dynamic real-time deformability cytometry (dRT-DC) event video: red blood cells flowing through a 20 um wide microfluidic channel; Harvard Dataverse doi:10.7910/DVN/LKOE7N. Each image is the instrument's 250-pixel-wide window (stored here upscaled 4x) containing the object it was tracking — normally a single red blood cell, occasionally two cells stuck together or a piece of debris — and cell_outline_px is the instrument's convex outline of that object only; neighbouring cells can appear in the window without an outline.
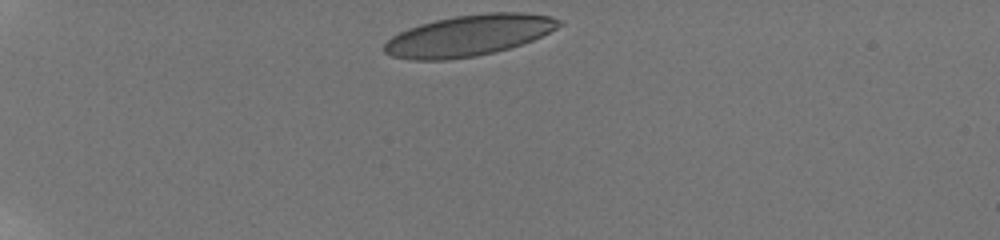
{"species": "human", "species_latin": "Homo sapiens", "temperature_condition": "room temperature", "stored_images_in_passage": 37, "camera_frame_rate_fps": 3000, "um_per_image_px": 0.085, "donor": {"sex": "male"}, "frame": {"image": 1, "passage_image": 1, "time_ms": 0.0, "image_size_px": [1000, 240], "cell_outline_px": [[564, 24], [532, 40], [508, 48], [476, 56], [448, 60], [412, 60], [392, 56], [384, 52], [384, 44], [392, 36], [408, 28], [420, 24], [436, 20], [456, 16], [488, 12], [524, 12], [552, 16], [564, 20]], "centroid_in_image_um": [39.87, 3.01], "position_along_channel_um": 45.1, "area_um2": 41.73}}
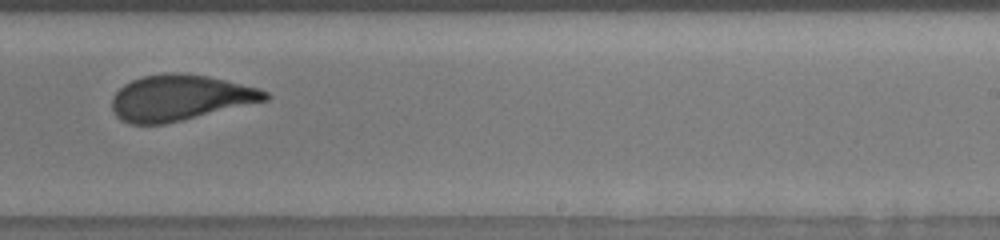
{"frame": {"image": 2, "passage_image": 24, "time_ms": 7.667, "image_size_px": [1000, 240], "cell_outline_px": [[272, 96], [268, 100], [164, 124], [132, 124], [120, 120], [112, 112], [112, 96], [124, 84], [132, 80], [144, 76], [164, 72], [184, 72], [208, 76], [260, 88], [268, 92]], "centroid_in_image_um": [15.29, 8.3], "position_along_channel_um": 273.7, "area_um2": 40.98}}
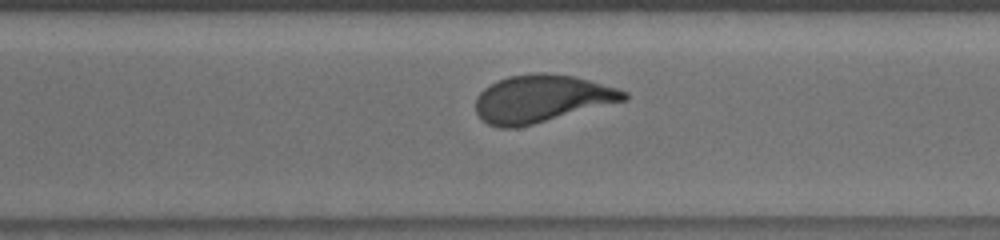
{"frame": {"image": 3, "passage_image": 28, "time_ms": 9.0, "image_size_px": [1000, 240], "cell_outline_px": [[628, 100], [516, 128], [500, 128], [488, 124], [480, 120], [476, 112], [476, 96], [484, 88], [508, 76], [532, 72], [544, 72], [572, 76], [588, 80], [616, 88], [628, 92]], "centroid_in_image_um": [46.01, 8.39], "position_along_channel_um": 324.6, "area_um2": 40.98}, "authors_computed_cell_mechanics": {"area_um2": 41.2114, "velocity_mm_per_s": 3.8217, "shape_relaxation_time_tau1_ms": 4.4985, "shape_relaxation_time_tau2_ms": 0.6612, "deformation_change_tau1": 0.1801, "deformation_change_tau2": 0.0734}}